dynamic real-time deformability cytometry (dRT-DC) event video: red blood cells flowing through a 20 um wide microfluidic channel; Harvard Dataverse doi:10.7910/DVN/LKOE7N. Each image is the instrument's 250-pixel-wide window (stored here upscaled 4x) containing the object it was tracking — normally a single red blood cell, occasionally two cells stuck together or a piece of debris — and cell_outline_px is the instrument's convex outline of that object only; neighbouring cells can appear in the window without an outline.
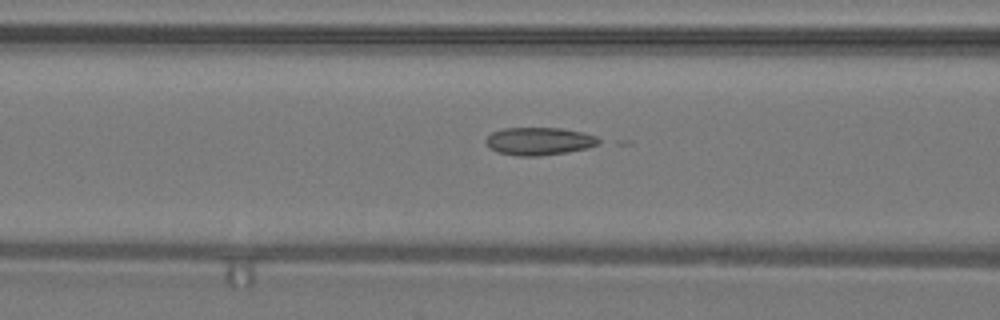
{"species": "common noctule bat (a hibernating species)", "species_latin": "Nyctalus noctula", "temperature_condition": "warm", "stored_images_in_passage": 34, "camera_frame_rate_fps": 3000, "um_per_image_px": 0.085, "animal": {"sex": "male", "body_mass_g": 19.2, "forearm_length_mm": 51.8}, "frame": {"image": 1, "passage_image": 6, "time_ms": 1.667, "image_size_px": [1000, 320], "cell_outline_px": [[604, 140], [600, 144], [588, 148], [568, 152], [536, 156], [520, 156], [496, 152], [488, 148], [484, 140], [492, 132], [504, 128], [560, 128], [580, 132], [596, 136]], "centroid_in_image_um": [45.83, 12.01], "position_along_channel_um": 120.8, "area_um2": 18.44}}
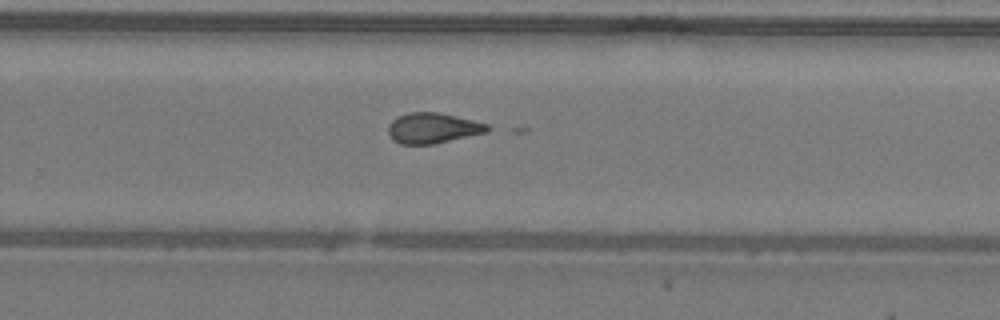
{"frame": {"image": 2, "passage_image": 18, "time_ms": 5.667, "image_size_px": [1000, 320], "cell_outline_px": [[496, 128], [488, 132], [432, 144], [400, 144], [392, 140], [388, 132], [388, 124], [392, 120], [408, 112], [436, 112], [472, 120], [488, 124]], "centroid_in_image_um": [36.81, 10.89], "position_along_channel_um": 293.0, "area_um2": 17.63}}
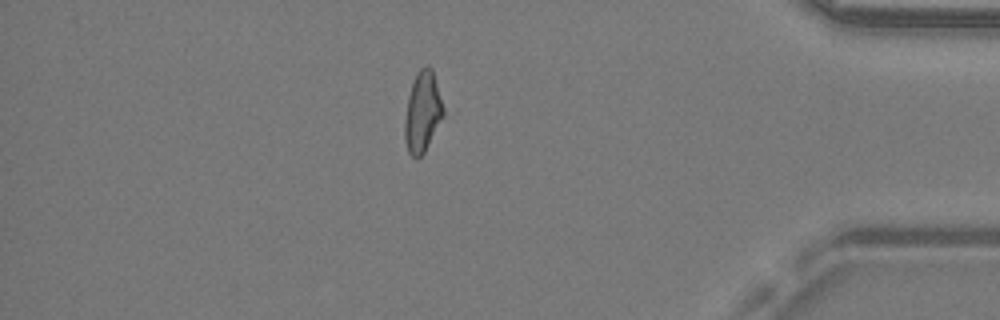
{"frame": {"image": 3, "passage_image": 28, "time_ms": 9.0, "image_size_px": [1000, 320], "cell_outline_px": [[444, 116], [424, 152], [416, 160], [408, 152], [404, 136], [404, 120], [408, 96], [412, 84], [420, 68], [428, 64], [432, 68], [444, 108]], "centroid_in_image_um": [35.91, 9.53], "position_along_channel_um": 399.3, "area_um2": 18.09}}